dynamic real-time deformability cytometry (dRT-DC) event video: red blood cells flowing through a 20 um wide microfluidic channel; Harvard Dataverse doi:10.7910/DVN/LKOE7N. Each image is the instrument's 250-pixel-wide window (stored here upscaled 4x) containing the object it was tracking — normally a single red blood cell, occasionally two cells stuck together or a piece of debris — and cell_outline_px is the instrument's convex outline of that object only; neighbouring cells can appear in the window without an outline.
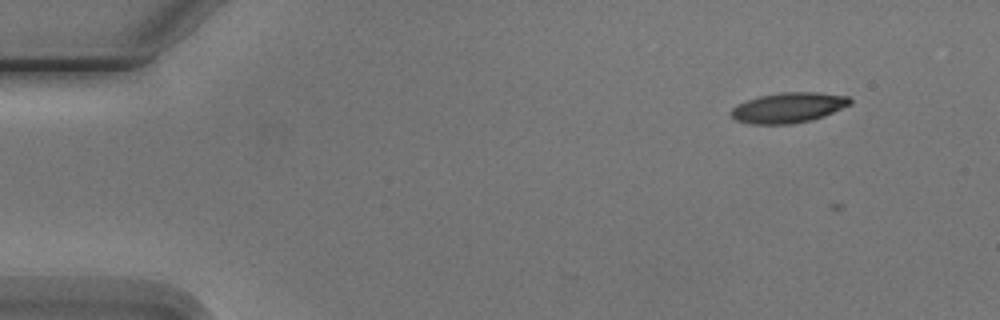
{"species": "Egyptian fruit bat (a non-hibernating species)", "species_latin": "Rousettus aegyptiacus", "temperature_condition": "cold", "stored_images_in_passage": 5, "camera_frame_rate_fps": 3000, "um_per_image_px": 0.085, "animal": {"sex": "male"}, "frame": {"image": 1, "passage_image": 2, "time_ms": 1.333, "image_size_px": [1000, 320], "cell_outline_px": [[852, 104], [824, 116], [812, 120], [792, 124], [752, 124], [736, 120], [728, 112], [736, 104], [760, 96], [780, 92], [820, 92], [848, 96], [852, 100]], "centroid_in_image_um": [67.03, 9.15], "position_along_channel_um": 18.0, "area_um2": 21.15}}